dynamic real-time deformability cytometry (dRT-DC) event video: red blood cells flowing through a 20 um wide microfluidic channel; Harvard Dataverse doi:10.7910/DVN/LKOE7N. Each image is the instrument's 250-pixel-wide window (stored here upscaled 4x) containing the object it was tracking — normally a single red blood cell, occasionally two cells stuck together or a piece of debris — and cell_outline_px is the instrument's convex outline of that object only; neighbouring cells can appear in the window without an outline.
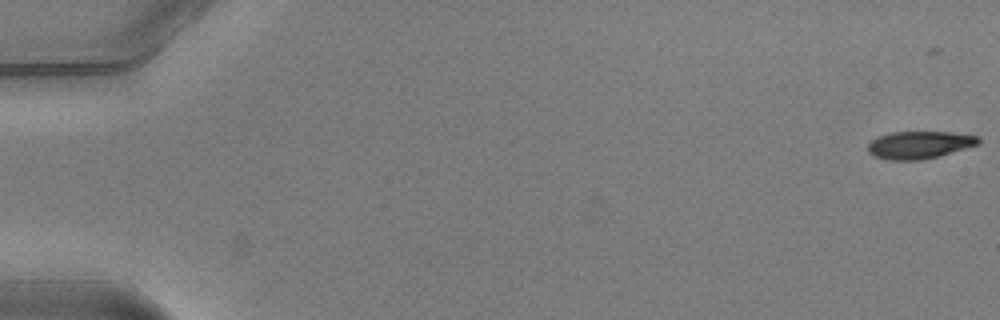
{"species": "common noctule bat (a hibernating species)", "species_latin": "Nyctalus noctula", "temperature_condition": "warm", "stored_images_in_passage": 26, "camera_frame_rate_fps": 3000, "um_per_image_px": 0.085, "animal": {"sex": "male", "body_mass_g": 20.5, "forearm_length_mm": 52.5}, "frame": {"image": 1, "passage_image": 1, "time_ms": 0.0, "image_size_px": [1000, 320], "cell_outline_px": [[980, 144], [940, 156], [920, 160], [888, 160], [872, 156], [868, 152], [868, 144], [872, 140], [880, 136], [892, 132], [952, 132], [980, 136]], "centroid_in_image_um": [78.17, 12.32], "position_along_channel_um": 6.8, "area_um2": 17.86}}
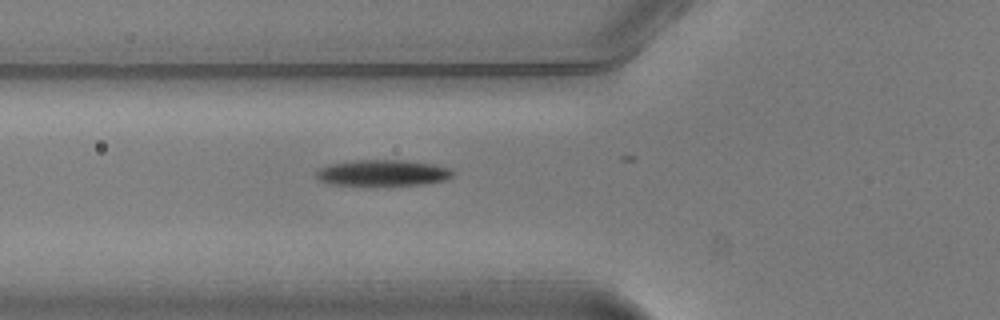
{"frame": {"image": 2, "passage_image": 20, "time_ms": 6.333, "image_size_px": [1000, 320], "cell_outline_px": [[456, 176], [448, 180], [424, 184], [376, 188], [372, 188], [328, 184], [320, 180], [316, 176], [316, 172], [320, 168], [328, 164], [356, 160], [408, 160], [436, 164], [452, 168], [456, 172]], "centroid_in_image_um": [32.6, 14.74], "position_along_channel_um": 93.2, "area_um2": 22.31}}
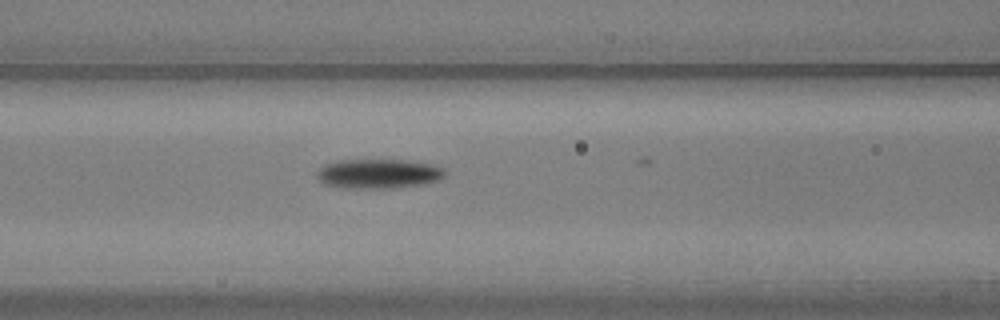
{"frame": {"image": 3, "passage_image": 23, "time_ms": 7.333, "image_size_px": [1000, 320], "cell_outline_px": [[444, 176], [436, 180], [424, 184], [396, 188], [340, 188], [324, 184], [316, 176], [316, 172], [324, 164], [340, 160], [412, 160], [436, 164], [444, 168]], "centroid_in_image_um": [32.17, 14.76], "position_along_channel_um": 134.4, "area_um2": 22.31}}